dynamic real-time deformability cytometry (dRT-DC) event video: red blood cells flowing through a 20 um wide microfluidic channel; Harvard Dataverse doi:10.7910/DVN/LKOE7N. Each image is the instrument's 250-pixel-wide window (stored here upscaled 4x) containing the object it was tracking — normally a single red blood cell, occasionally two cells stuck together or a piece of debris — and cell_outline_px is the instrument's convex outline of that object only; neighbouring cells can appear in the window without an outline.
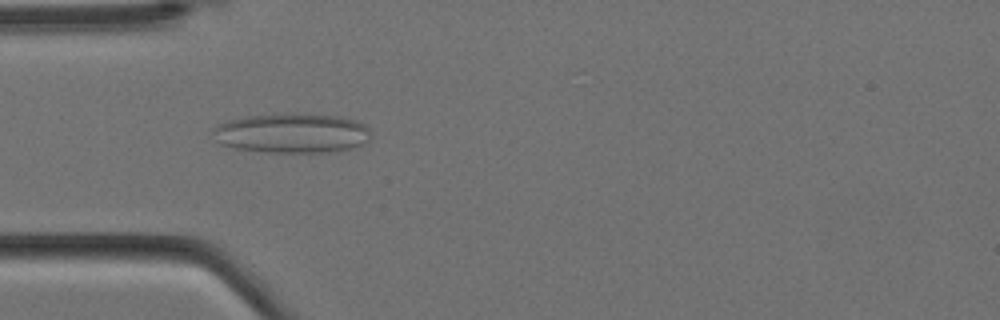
{"species": "Egyptian fruit bat (a non-hibernating species)", "species_latin": "Rousettus aegyptiacus", "temperature_condition": "cold", "stored_images_in_passage": 5, "camera_frame_rate_fps": 3000, "um_per_image_px": 0.085, "animal": {"sex": "female"}, "frame": {"image": 1, "passage_image": 5, "time_ms": 1.333, "image_size_px": [1000, 320], "cell_outline_px": [[368, 140], [364, 144], [352, 148], [328, 152], [268, 152], [236, 148], [220, 144], [216, 140], [212, 132], [212, 128], [216, 124], [248, 116], [340, 116], [356, 120], [364, 124], [368, 128]], "centroid_in_image_um": [24.8, 11.36], "position_along_channel_um": 60.2, "area_um2": 35.43}}